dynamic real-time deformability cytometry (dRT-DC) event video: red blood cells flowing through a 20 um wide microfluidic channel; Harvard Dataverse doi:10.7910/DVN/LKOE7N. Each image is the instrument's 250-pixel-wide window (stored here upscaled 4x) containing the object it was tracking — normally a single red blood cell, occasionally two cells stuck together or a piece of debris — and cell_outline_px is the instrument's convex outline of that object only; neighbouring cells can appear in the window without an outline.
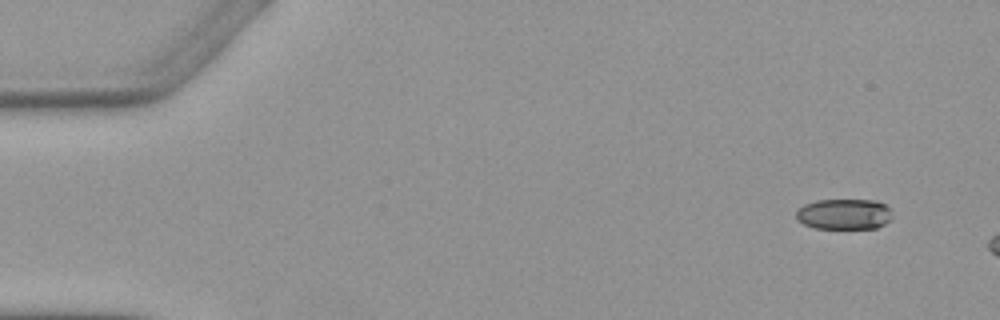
{"species": "Egyptian fruit bat (a non-hibernating species)", "species_latin": "Rousettus aegyptiacus", "temperature_condition": "warm", "stored_images_in_passage": 2, "segment_of_instrument_passage": [2, 2], "camera_frame_rate_fps": 3000, "um_per_image_px": 0.085, "animal": {"sex": "female"}, "frame": {"image": 1, "passage_image": 2, "time_ms": 2.0, "image_size_px": [1000, 320], "cell_outline_px": [[892, 220], [876, 228], [812, 228], [796, 220], [796, 212], [804, 204], [816, 200], [876, 200], [892, 208]], "centroid_in_image_um": [71.78, 18.2], "position_along_channel_um": 13.2, "area_um2": 17.4}}